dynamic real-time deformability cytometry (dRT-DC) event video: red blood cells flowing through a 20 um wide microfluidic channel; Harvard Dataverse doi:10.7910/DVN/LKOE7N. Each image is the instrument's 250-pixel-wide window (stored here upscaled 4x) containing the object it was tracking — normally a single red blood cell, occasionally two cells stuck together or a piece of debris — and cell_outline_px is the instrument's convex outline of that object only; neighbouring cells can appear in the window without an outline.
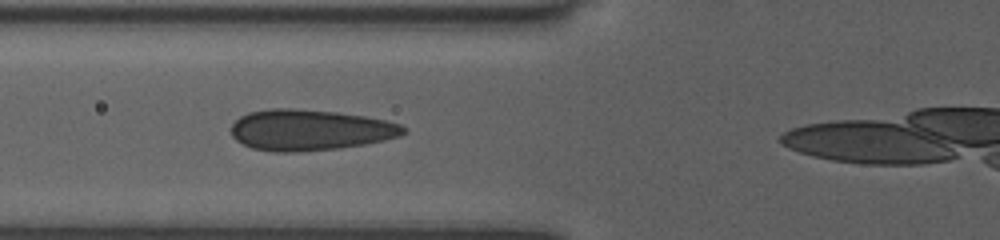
{"species": "human", "species_latin": "Homo sapiens", "temperature_condition": "room temperature", "stored_images_in_passage": 8, "segment_of_instrument_passage": [1, 2], "camera_frame_rate_fps": 3000, "um_per_image_px": 0.085, "donor": {"sex": "female"}, "frame": {"image": 1, "passage_image": 3, "time_ms": 1.667, "image_size_px": [1000, 240], "cell_outline_px": [[408, 132], [400, 136], [384, 140], [364, 144], [340, 148], [300, 152], [272, 152], [252, 148], [236, 140], [232, 136], [232, 124], [240, 116], [248, 112], [272, 108], [292, 108], [336, 112], [364, 116], [384, 120], [400, 124], [408, 128]], "centroid_in_image_um": [26.35, 11.05], "position_along_channel_um": 99.5, "area_um2": 41.27}}
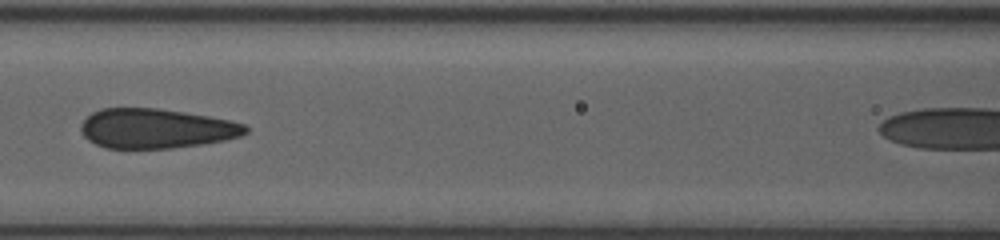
{"frame": {"image": 2, "passage_image": 5, "time_ms": 3.0, "image_size_px": [1000, 240], "cell_outline_px": [[248, 132], [240, 136], [224, 140], [200, 144], [172, 148], [104, 148], [88, 140], [84, 136], [80, 128], [80, 124], [92, 112], [100, 108], [160, 108], [232, 120], [244, 124], [248, 128]], "centroid_in_image_um": [13.26, 10.91], "position_along_channel_um": 153.3, "area_um2": 38.09}}
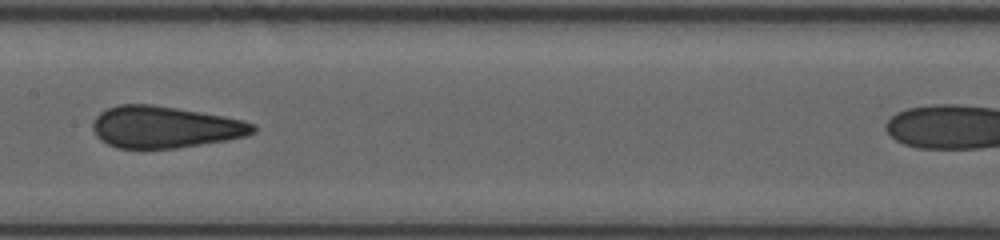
{"frame": {"image": 3, "passage_image": 6, "time_ms": 4.0, "image_size_px": [1000, 240], "cell_outline_px": [[256, 132], [248, 136], [176, 148], [116, 148], [100, 140], [96, 136], [92, 128], [92, 120], [100, 112], [108, 108], [120, 104], [152, 104], [200, 112], [244, 120], [256, 124]], "centroid_in_image_um": [14.0, 10.8], "position_along_channel_um": 193.4, "area_um2": 39.02}}